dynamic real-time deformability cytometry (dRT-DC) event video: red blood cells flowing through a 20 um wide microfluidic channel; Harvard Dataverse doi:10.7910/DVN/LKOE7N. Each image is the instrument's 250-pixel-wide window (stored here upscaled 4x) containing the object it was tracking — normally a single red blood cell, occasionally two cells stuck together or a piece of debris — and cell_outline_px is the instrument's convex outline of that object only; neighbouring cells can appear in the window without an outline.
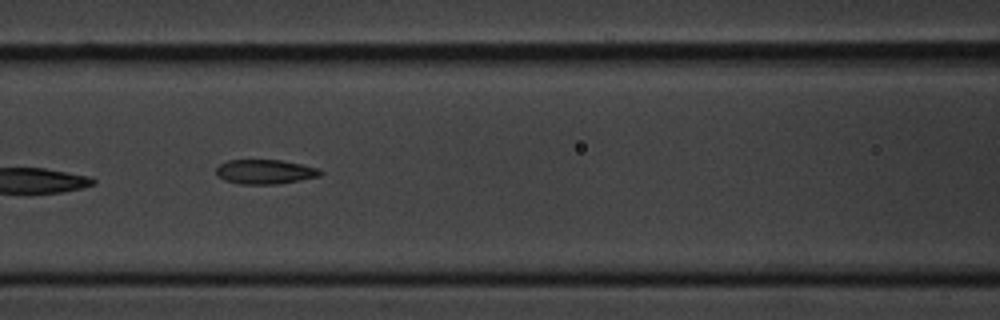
{"species": "common noctule bat (a hibernating species)", "species_latin": "Nyctalus noctula", "temperature_condition": "cold", "stored_images_in_passage": 16, "camera_frame_rate_fps": 3000, "um_per_image_px": 0.085, "animal": {"sex": "male", "body_mass_g": 20.1, "forearm_length_mm": 53.5}, "frame": {"image": 1, "passage_image": 7, "time_ms": 7.667, "image_size_px": [1000, 320], "cell_outline_px": [[324, 172], [320, 176], [300, 180], [276, 184], [240, 184], [224, 180], [216, 176], [216, 168], [220, 164], [228, 160], [280, 160], [320, 168]], "centroid_in_image_um": [22.53, 14.6], "position_along_channel_um": 144.1, "area_um2": 14.91}}
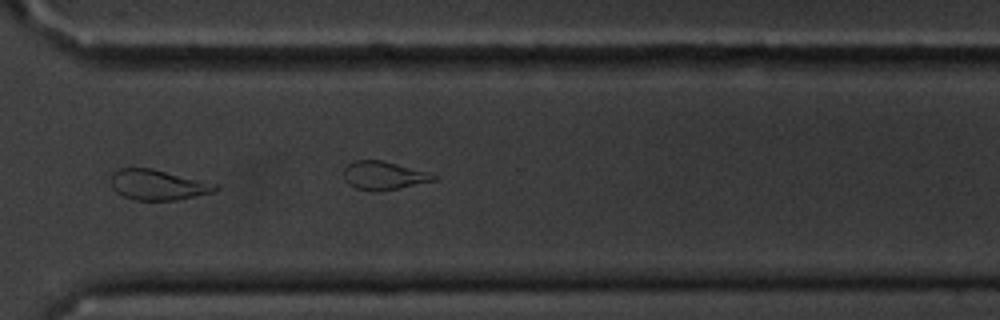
{"frame": {"image": 2, "passage_image": 12, "time_ms": 13.333, "image_size_px": [1000, 320], "cell_outline_px": [[220, 188], [212, 192], [176, 200], [136, 200], [124, 196], [116, 192], [112, 188], [112, 172], [120, 168], [152, 168], [216, 184]], "centroid_in_image_um": [13.39, 15.71], "position_along_channel_um": 357.2, "area_um2": 18.21}, "authors_computed_cell_mechanics": {"area_um2": 18.3515, "velocity_mm_per_s": 3.4277, "shape_relaxation_time_tau1_ms": 3.4005, "shape_relaxation_time_tau2_ms": 3.2047, "deformation_change_tau1": 0.11, "deformation_change_tau2": 0.0979}}